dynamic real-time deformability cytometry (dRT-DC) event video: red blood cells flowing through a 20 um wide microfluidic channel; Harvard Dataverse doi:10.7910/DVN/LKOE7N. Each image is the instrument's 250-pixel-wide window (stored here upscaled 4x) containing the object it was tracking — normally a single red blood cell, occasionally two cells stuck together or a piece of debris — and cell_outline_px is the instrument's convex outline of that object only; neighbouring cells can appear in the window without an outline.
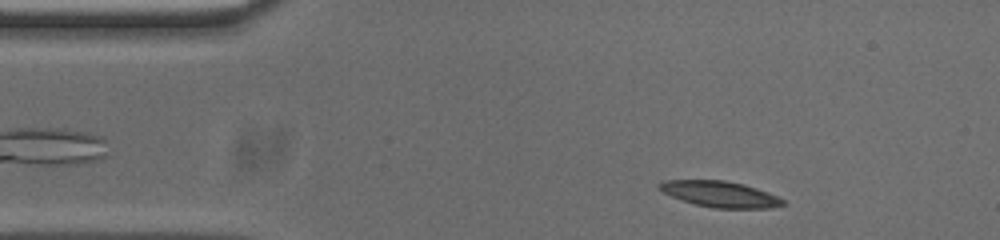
{"species": "common noctule bat (a hibernating species)", "species_latin": "Nyctalus noctula", "temperature_condition": "cold", "stored_images_in_passage": 51, "camera_frame_rate_fps": 3000, "um_per_image_px": 0.085, "animal": {"sex": "male", "body_mass_g": 20.0, "forearm_length_mm": 53.3}, "frame": {"image": 1, "passage_image": 4, "time_ms": 1.0, "image_size_px": [1000, 240], "cell_outline_px": [[788, 204], [772, 208], [712, 208], [696, 204], [672, 196], [656, 188], [656, 184], [664, 180], [724, 180], [744, 184], [768, 192], [784, 200]], "centroid_in_image_um": [61.22, 16.5], "position_along_channel_um": 23.8, "area_um2": 18.73}}
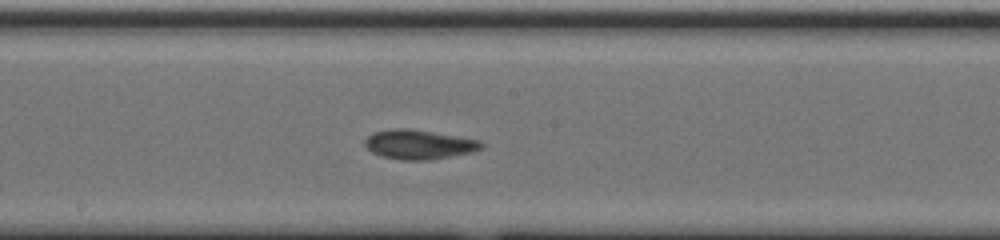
{"frame": {"image": 2, "passage_image": 24, "time_ms": 7.667, "image_size_px": [1000, 240], "cell_outline_px": [[484, 148], [472, 152], [428, 160], [400, 160], [384, 156], [372, 152], [364, 144], [364, 140], [372, 132], [392, 128], [408, 128], [480, 140], [484, 144]], "centroid_in_image_um": [35.6, 12.27], "position_along_channel_um": 212.6, "area_um2": 19.88}}
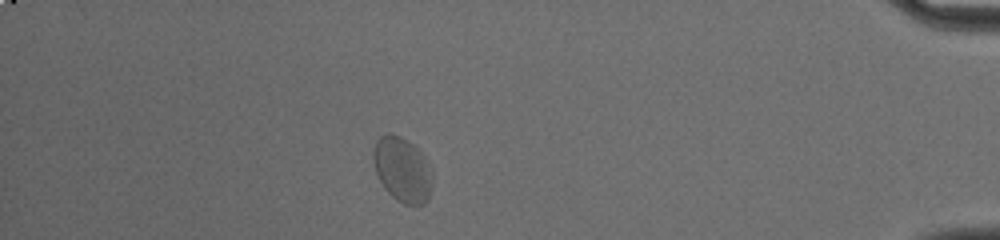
{"frame": {"image": 3, "passage_image": 44, "time_ms": 14.333, "image_size_px": [1000, 240], "cell_outline_px": [[432, 188], [428, 200], [424, 204], [404, 204], [396, 200], [384, 188], [376, 172], [372, 160], [372, 152], [376, 140], [380, 136], [388, 132], [400, 136], [412, 144], [420, 152], [432, 180]], "centroid_in_image_um": [34.14, 14.42], "position_along_channel_um": 401.1, "area_um2": 21.96}, "authors_computed_cell_mechanics": {"area_um2": 19.4208, "velocity_mm_per_s": 3.6399, "shape_relaxation_time_tau1_ms": 3.5343, "shape_relaxation_time_tau2_ms": 1.9305, "deformation_change_tau1": 0.0941, "deformation_change_tau2": 0.0678}}